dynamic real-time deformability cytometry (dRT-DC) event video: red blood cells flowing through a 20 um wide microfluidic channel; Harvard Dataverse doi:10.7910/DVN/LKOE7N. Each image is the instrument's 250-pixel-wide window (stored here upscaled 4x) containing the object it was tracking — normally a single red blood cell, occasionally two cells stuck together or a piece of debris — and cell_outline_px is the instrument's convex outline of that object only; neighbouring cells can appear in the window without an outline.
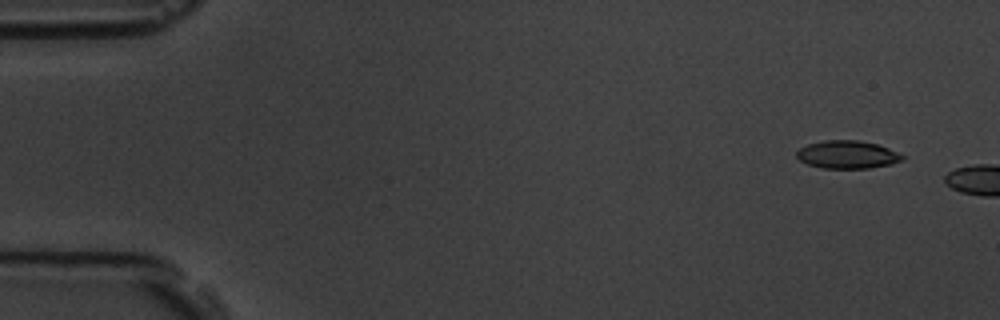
{"species": "common noctule bat (a hibernating species)", "species_latin": "Nyctalus noctula", "temperature_condition": "room temperature", "stored_images_in_passage": 3, "camera_frame_rate_fps": 3000, "um_per_image_px": 0.085, "animal": {"sex": "male", "body_mass_g": 19.5, "forearm_length_mm": 54.6}, "frame": {"image": 1, "passage_image": 2, "time_ms": 1.0, "image_size_px": [1000, 320], "cell_outline_px": [[904, 156], [900, 160], [892, 164], [868, 168], [820, 168], [808, 164], [800, 160], [796, 156], [796, 152], [800, 148], [808, 144], [824, 140], [856, 140], [876, 144], [888, 148]], "centroid_in_image_um": [71.98, 13.14], "position_along_channel_um": 13.0, "area_um2": 16.99}}